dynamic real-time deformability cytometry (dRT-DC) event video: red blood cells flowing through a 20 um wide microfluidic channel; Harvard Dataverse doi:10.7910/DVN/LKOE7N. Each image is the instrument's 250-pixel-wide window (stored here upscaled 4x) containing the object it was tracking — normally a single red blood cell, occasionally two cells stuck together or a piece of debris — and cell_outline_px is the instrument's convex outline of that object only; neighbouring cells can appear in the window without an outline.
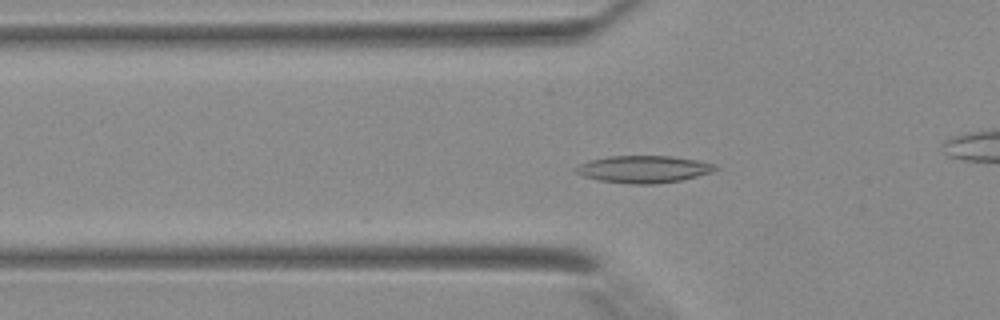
{"species": "Egyptian fruit bat (a non-hibernating species)", "species_latin": "Rousettus aegyptiacus", "temperature_condition": "warm", "stored_images_in_passage": 38, "camera_frame_rate_fps": 3000, "um_per_image_px": 0.085, "animal": {"sex": "female"}, "frame": {"image": 1, "passage_image": 8, "time_ms": 2.333, "image_size_px": [1000, 320], "cell_outline_px": [[720, 168], [712, 172], [680, 180], [652, 184], [632, 184], [600, 180], [584, 176], [572, 172], [572, 168], [588, 160], [608, 156], [672, 156], [696, 160], [716, 164]], "centroid_in_image_um": [54.67, 14.37], "position_along_channel_um": 71.1, "area_um2": 22.14}}
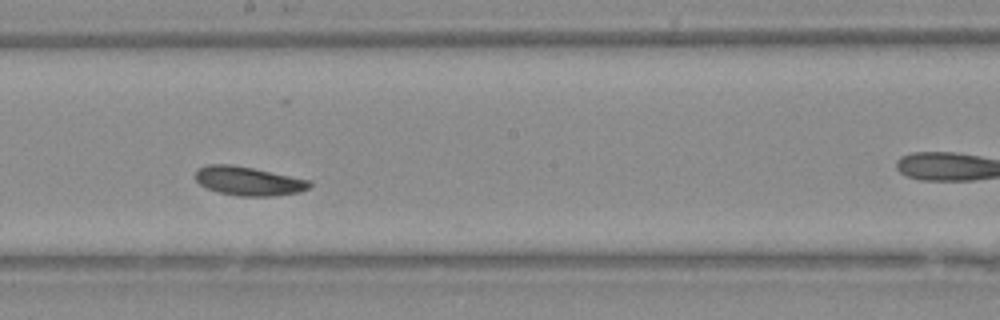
{"frame": {"image": 2, "passage_image": 18, "time_ms": 5.667, "image_size_px": [1000, 320], "cell_outline_px": [[312, 184], [308, 188], [300, 192], [276, 196], [236, 196], [216, 192], [200, 184], [196, 180], [196, 172], [200, 168], [208, 164], [232, 164], [312, 180]], "centroid_in_image_um": [21.15, 15.4], "position_along_channel_um": 227.1, "area_um2": 19.31}}
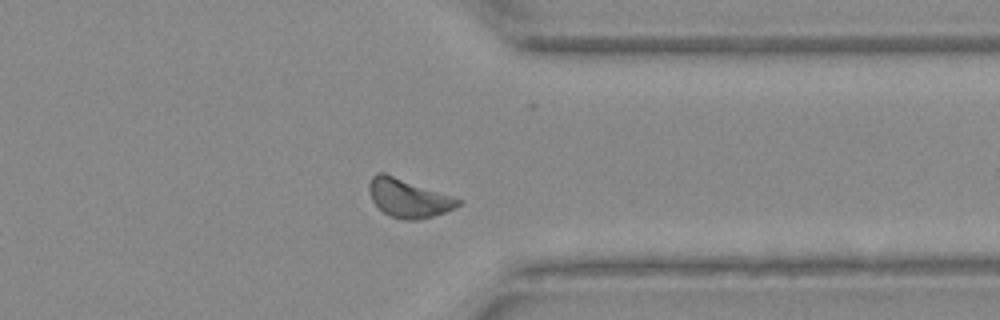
{"frame": {"image": 3, "passage_image": 28, "time_ms": 9.0, "image_size_px": [1000, 320], "cell_outline_px": [[464, 200], [460, 204], [444, 212], [432, 216], [416, 220], [404, 220], [392, 216], [384, 212], [372, 200], [368, 188], [368, 184], [372, 176], [380, 172], [384, 172]], "centroid_in_image_um": [34.71, 16.82], "position_along_channel_um": 376.7, "area_um2": 19.71}}